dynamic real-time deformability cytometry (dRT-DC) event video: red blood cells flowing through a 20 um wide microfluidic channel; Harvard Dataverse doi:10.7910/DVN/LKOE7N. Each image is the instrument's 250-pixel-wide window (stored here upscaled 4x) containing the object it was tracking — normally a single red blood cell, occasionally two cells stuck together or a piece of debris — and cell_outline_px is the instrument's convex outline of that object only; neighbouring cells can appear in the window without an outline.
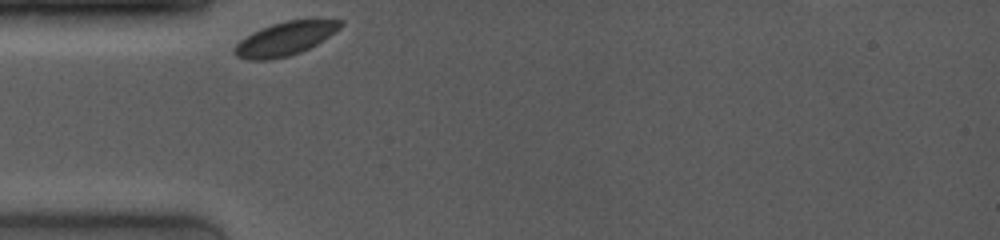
{"species": "common noctule bat (a hibernating species)", "species_latin": "Nyctalus noctula", "temperature_condition": "room temperature", "stored_images_in_passage": 20, "camera_frame_rate_fps": 4000, "um_per_image_px": 0.085, "animal": {"sex": "female", "body_mass_g": 19.0, "forearm_length_mm": 53.3}, "frame": {"image": 1, "passage_image": 1, "time_ms": 0.0, "image_size_px": [1000, 240], "cell_outline_px": [[344, 24], [340, 28], [316, 44], [300, 52], [288, 56], [268, 60], [244, 60], [236, 56], [232, 52], [232, 48], [240, 40], [252, 32], [260, 28], [272, 24], [288, 20], [344, 20]], "centroid_in_image_um": [24.17, 3.3], "position_along_channel_um": 60.8, "area_um2": 20.63}}
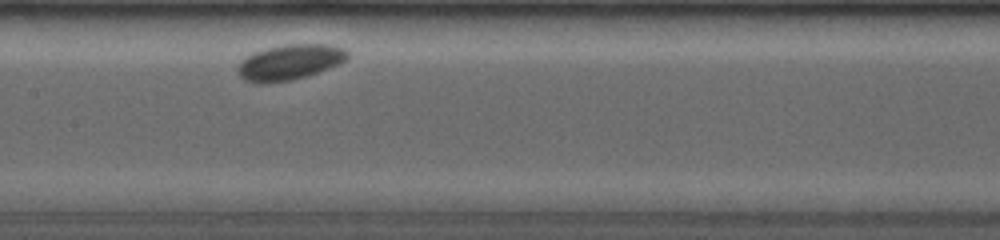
{"frame": {"image": 2, "passage_image": 19, "time_ms": 3.5, "image_size_px": [1000, 240], "cell_outline_px": [[348, 56], [344, 60], [328, 68], [292, 80], [264, 84], [244, 80], [236, 72], [236, 68], [240, 60], [256, 52], [268, 48], [288, 44], [332, 44], [344, 48], [348, 52]], "centroid_in_image_um": [24.58, 5.29], "position_along_channel_um": 182.8, "area_um2": 22.43}}